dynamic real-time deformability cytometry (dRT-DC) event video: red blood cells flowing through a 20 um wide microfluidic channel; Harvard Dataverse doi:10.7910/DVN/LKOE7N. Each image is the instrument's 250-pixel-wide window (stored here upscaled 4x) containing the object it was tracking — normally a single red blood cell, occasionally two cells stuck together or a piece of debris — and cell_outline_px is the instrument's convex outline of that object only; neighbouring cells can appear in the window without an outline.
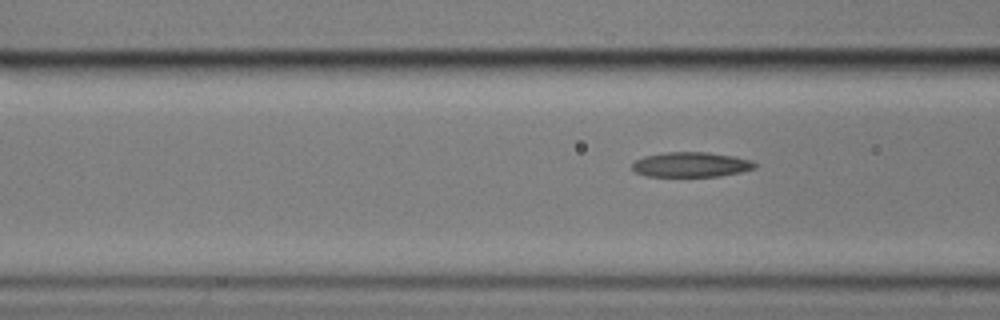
{"species": "common noctule bat (a hibernating species)", "species_latin": "Nyctalus noctula", "temperature_condition": "cold", "stored_images_in_passage": 7, "segment_of_instrument_passage": [2, 2], "camera_frame_rate_fps": 3000, "um_per_image_px": 0.085, "animal": {"sex": "male", "body_mass_g": 17.9}, "frame": {"image": 1, "passage_image": 7, "time_ms": 7.0, "image_size_px": [1000, 320], "cell_outline_px": [[760, 164], [756, 168], [740, 172], [720, 176], [644, 176], [636, 172], [632, 168], [632, 164], [636, 160], [644, 156], [668, 152], [704, 152], [732, 156], [752, 160]], "centroid_in_image_um": [58.77, 13.99], "position_along_channel_um": 107.8, "area_um2": 17.8}}